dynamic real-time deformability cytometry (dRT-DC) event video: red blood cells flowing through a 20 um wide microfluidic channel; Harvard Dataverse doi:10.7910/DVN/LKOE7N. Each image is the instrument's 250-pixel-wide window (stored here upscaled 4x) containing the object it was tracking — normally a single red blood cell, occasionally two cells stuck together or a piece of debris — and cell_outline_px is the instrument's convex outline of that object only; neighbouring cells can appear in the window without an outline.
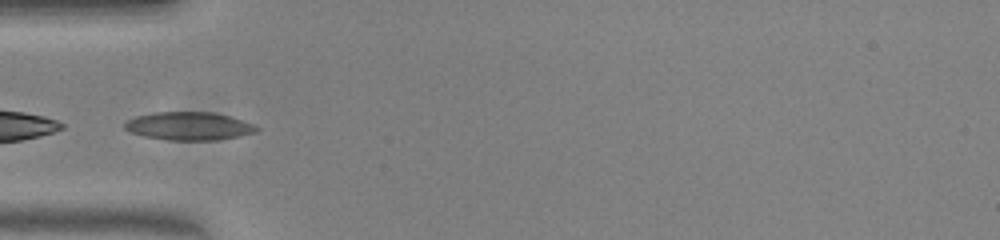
{"species": "common noctule bat (a hibernating species)", "species_latin": "Nyctalus noctula", "temperature_condition": "warm", "stored_images_in_passage": 24, "camera_frame_rate_fps": 3000, "um_per_image_px": 0.085, "animal": {"sex": "female", "body_mass_g": 23.0, "forearm_length_mm": 53.4}, "frame": {"image": 1, "passage_image": 1, "time_ms": 0.0, "image_size_px": [1000, 240], "cell_outline_px": [[260, 128], [256, 132], [240, 136], [216, 140], [168, 140], [144, 136], [132, 132], [124, 128], [124, 124], [128, 120], [136, 116], [152, 112], [212, 112], [232, 116], [252, 124]], "centroid_in_image_um": [16.07, 10.71], "position_along_channel_um": 68.9, "area_um2": 21.62}}
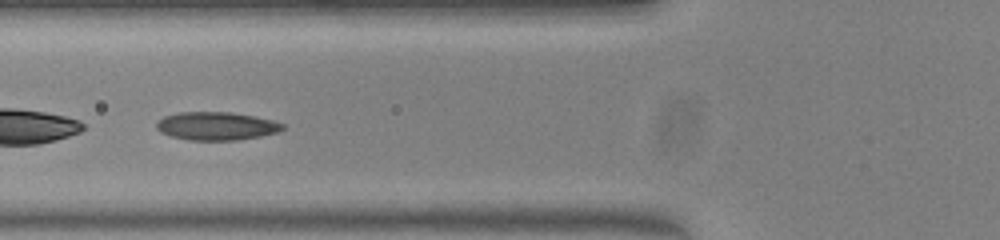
{"frame": {"image": 2, "passage_image": 4, "time_ms": 1.0, "image_size_px": [1000, 240], "cell_outline_px": [[284, 128], [280, 132], [260, 136], [236, 140], [188, 140], [172, 136], [160, 132], [156, 128], [156, 124], [164, 116], [180, 112], [232, 112], [272, 120], [284, 124]], "centroid_in_image_um": [18.4, 10.71], "position_along_channel_um": 107.4, "area_um2": 20.63}}